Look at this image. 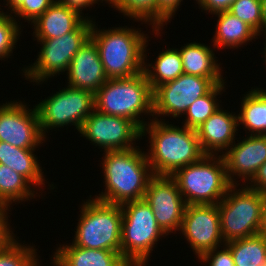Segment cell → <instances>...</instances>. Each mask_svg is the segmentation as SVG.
<instances>
[{
	"mask_svg": "<svg viewBox=\"0 0 266 266\" xmlns=\"http://www.w3.org/2000/svg\"><path fill=\"white\" fill-rule=\"evenodd\" d=\"M7 211L10 210L8 208H0V252L4 251L16 240L12 235L13 232L9 229Z\"/></svg>",
	"mask_w": 266,
	"mask_h": 266,
	"instance_id": "obj_36",
	"label": "cell"
},
{
	"mask_svg": "<svg viewBox=\"0 0 266 266\" xmlns=\"http://www.w3.org/2000/svg\"><path fill=\"white\" fill-rule=\"evenodd\" d=\"M215 84L197 75L182 74L153 90V117L184 115L196 99L206 95ZM165 114V115H164Z\"/></svg>",
	"mask_w": 266,
	"mask_h": 266,
	"instance_id": "obj_11",
	"label": "cell"
},
{
	"mask_svg": "<svg viewBox=\"0 0 266 266\" xmlns=\"http://www.w3.org/2000/svg\"><path fill=\"white\" fill-rule=\"evenodd\" d=\"M238 126L237 115L218 109L196 129L203 152L214 155L226 151L235 141Z\"/></svg>",
	"mask_w": 266,
	"mask_h": 266,
	"instance_id": "obj_18",
	"label": "cell"
},
{
	"mask_svg": "<svg viewBox=\"0 0 266 266\" xmlns=\"http://www.w3.org/2000/svg\"><path fill=\"white\" fill-rule=\"evenodd\" d=\"M218 17L216 33L213 40L214 49L238 48L242 44L252 41L259 36L249 25L241 21L229 11L214 13Z\"/></svg>",
	"mask_w": 266,
	"mask_h": 266,
	"instance_id": "obj_23",
	"label": "cell"
},
{
	"mask_svg": "<svg viewBox=\"0 0 266 266\" xmlns=\"http://www.w3.org/2000/svg\"><path fill=\"white\" fill-rule=\"evenodd\" d=\"M229 150V151H228ZM226 165V173L231 185L238 175L244 182L252 180L260 166L266 162V135H249L241 142L232 144L227 152H222Z\"/></svg>",
	"mask_w": 266,
	"mask_h": 266,
	"instance_id": "obj_16",
	"label": "cell"
},
{
	"mask_svg": "<svg viewBox=\"0 0 266 266\" xmlns=\"http://www.w3.org/2000/svg\"><path fill=\"white\" fill-rule=\"evenodd\" d=\"M224 83L216 84L206 95L198 98L187 109L183 126L196 130L199 128L219 107L217 95L225 90Z\"/></svg>",
	"mask_w": 266,
	"mask_h": 266,
	"instance_id": "obj_28",
	"label": "cell"
},
{
	"mask_svg": "<svg viewBox=\"0 0 266 266\" xmlns=\"http://www.w3.org/2000/svg\"><path fill=\"white\" fill-rule=\"evenodd\" d=\"M172 125L156 116L141 129V136L147 133L150 136L151 147L146 157L155 175H172L205 155L196 130Z\"/></svg>",
	"mask_w": 266,
	"mask_h": 266,
	"instance_id": "obj_1",
	"label": "cell"
},
{
	"mask_svg": "<svg viewBox=\"0 0 266 266\" xmlns=\"http://www.w3.org/2000/svg\"><path fill=\"white\" fill-rule=\"evenodd\" d=\"M75 238L77 247L103 249L121 254V205L89 199L81 208Z\"/></svg>",
	"mask_w": 266,
	"mask_h": 266,
	"instance_id": "obj_6",
	"label": "cell"
},
{
	"mask_svg": "<svg viewBox=\"0 0 266 266\" xmlns=\"http://www.w3.org/2000/svg\"><path fill=\"white\" fill-rule=\"evenodd\" d=\"M93 23L90 38L98 48L108 79L128 78L144 71L148 34L127 26L98 30Z\"/></svg>",
	"mask_w": 266,
	"mask_h": 266,
	"instance_id": "obj_3",
	"label": "cell"
},
{
	"mask_svg": "<svg viewBox=\"0 0 266 266\" xmlns=\"http://www.w3.org/2000/svg\"><path fill=\"white\" fill-rule=\"evenodd\" d=\"M180 231L197 257L224 245L217 204L186 205Z\"/></svg>",
	"mask_w": 266,
	"mask_h": 266,
	"instance_id": "obj_15",
	"label": "cell"
},
{
	"mask_svg": "<svg viewBox=\"0 0 266 266\" xmlns=\"http://www.w3.org/2000/svg\"><path fill=\"white\" fill-rule=\"evenodd\" d=\"M225 244L231 250L235 266H266V236L257 234Z\"/></svg>",
	"mask_w": 266,
	"mask_h": 266,
	"instance_id": "obj_27",
	"label": "cell"
},
{
	"mask_svg": "<svg viewBox=\"0 0 266 266\" xmlns=\"http://www.w3.org/2000/svg\"><path fill=\"white\" fill-rule=\"evenodd\" d=\"M35 149H22L0 141V164L24 176L34 187L45 185L42 169L33 154Z\"/></svg>",
	"mask_w": 266,
	"mask_h": 266,
	"instance_id": "obj_22",
	"label": "cell"
},
{
	"mask_svg": "<svg viewBox=\"0 0 266 266\" xmlns=\"http://www.w3.org/2000/svg\"><path fill=\"white\" fill-rule=\"evenodd\" d=\"M249 184H251L248 186L249 188L258 190L262 194H266V162L259 167L257 173Z\"/></svg>",
	"mask_w": 266,
	"mask_h": 266,
	"instance_id": "obj_38",
	"label": "cell"
},
{
	"mask_svg": "<svg viewBox=\"0 0 266 266\" xmlns=\"http://www.w3.org/2000/svg\"><path fill=\"white\" fill-rule=\"evenodd\" d=\"M123 15L142 22H150L158 36V0H108Z\"/></svg>",
	"mask_w": 266,
	"mask_h": 266,
	"instance_id": "obj_29",
	"label": "cell"
},
{
	"mask_svg": "<svg viewBox=\"0 0 266 266\" xmlns=\"http://www.w3.org/2000/svg\"><path fill=\"white\" fill-rule=\"evenodd\" d=\"M32 184L13 169L0 164V208H8L14 202L34 198ZM13 201V202H12Z\"/></svg>",
	"mask_w": 266,
	"mask_h": 266,
	"instance_id": "obj_26",
	"label": "cell"
},
{
	"mask_svg": "<svg viewBox=\"0 0 266 266\" xmlns=\"http://www.w3.org/2000/svg\"><path fill=\"white\" fill-rule=\"evenodd\" d=\"M7 15L3 12L0 15V60H4L3 58H9L11 56L14 45L19 39V35L22 31L17 24L15 18ZM18 38V39H17Z\"/></svg>",
	"mask_w": 266,
	"mask_h": 266,
	"instance_id": "obj_32",
	"label": "cell"
},
{
	"mask_svg": "<svg viewBox=\"0 0 266 266\" xmlns=\"http://www.w3.org/2000/svg\"><path fill=\"white\" fill-rule=\"evenodd\" d=\"M155 60L154 65L144 63V73L152 90L184 74L179 49L164 50Z\"/></svg>",
	"mask_w": 266,
	"mask_h": 266,
	"instance_id": "obj_25",
	"label": "cell"
},
{
	"mask_svg": "<svg viewBox=\"0 0 266 266\" xmlns=\"http://www.w3.org/2000/svg\"><path fill=\"white\" fill-rule=\"evenodd\" d=\"M24 0H6L9 9L13 12Z\"/></svg>",
	"mask_w": 266,
	"mask_h": 266,
	"instance_id": "obj_41",
	"label": "cell"
},
{
	"mask_svg": "<svg viewBox=\"0 0 266 266\" xmlns=\"http://www.w3.org/2000/svg\"><path fill=\"white\" fill-rule=\"evenodd\" d=\"M52 257L54 266H130L119 252L59 245Z\"/></svg>",
	"mask_w": 266,
	"mask_h": 266,
	"instance_id": "obj_20",
	"label": "cell"
},
{
	"mask_svg": "<svg viewBox=\"0 0 266 266\" xmlns=\"http://www.w3.org/2000/svg\"><path fill=\"white\" fill-rule=\"evenodd\" d=\"M237 186L231 185L217 204L224 244L259 234L264 194L248 185L237 191Z\"/></svg>",
	"mask_w": 266,
	"mask_h": 266,
	"instance_id": "obj_8",
	"label": "cell"
},
{
	"mask_svg": "<svg viewBox=\"0 0 266 266\" xmlns=\"http://www.w3.org/2000/svg\"><path fill=\"white\" fill-rule=\"evenodd\" d=\"M36 250L32 246L20 245L15 240L0 252V266H38Z\"/></svg>",
	"mask_w": 266,
	"mask_h": 266,
	"instance_id": "obj_31",
	"label": "cell"
},
{
	"mask_svg": "<svg viewBox=\"0 0 266 266\" xmlns=\"http://www.w3.org/2000/svg\"><path fill=\"white\" fill-rule=\"evenodd\" d=\"M56 0H24L14 11V16L18 15L24 20L33 23L42 15Z\"/></svg>",
	"mask_w": 266,
	"mask_h": 266,
	"instance_id": "obj_33",
	"label": "cell"
},
{
	"mask_svg": "<svg viewBox=\"0 0 266 266\" xmlns=\"http://www.w3.org/2000/svg\"><path fill=\"white\" fill-rule=\"evenodd\" d=\"M160 228L168 235L181 229L186 203L171 175H153L144 198Z\"/></svg>",
	"mask_w": 266,
	"mask_h": 266,
	"instance_id": "obj_13",
	"label": "cell"
},
{
	"mask_svg": "<svg viewBox=\"0 0 266 266\" xmlns=\"http://www.w3.org/2000/svg\"><path fill=\"white\" fill-rule=\"evenodd\" d=\"M137 147L104 153L102 170L107 190L95 199L122 205L144 198L148 183L154 174L146 153Z\"/></svg>",
	"mask_w": 266,
	"mask_h": 266,
	"instance_id": "obj_2",
	"label": "cell"
},
{
	"mask_svg": "<svg viewBox=\"0 0 266 266\" xmlns=\"http://www.w3.org/2000/svg\"><path fill=\"white\" fill-rule=\"evenodd\" d=\"M95 110L133 121L140 129L142 113L153 116V90L143 72L128 78L108 79L95 93Z\"/></svg>",
	"mask_w": 266,
	"mask_h": 266,
	"instance_id": "obj_4",
	"label": "cell"
},
{
	"mask_svg": "<svg viewBox=\"0 0 266 266\" xmlns=\"http://www.w3.org/2000/svg\"><path fill=\"white\" fill-rule=\"evenodd\" d=\"M259 234L266 236V194H264V202L262 205L261 222L259 227Z\"/></svg>",
	"mask_w": 266,
	"mask_h": 266,
	"instance_id": "obj_40",
	"label": "cell"
},
{
	"mask_svg": "<svg viewBox=\"0 0 266 266\" xmlns=\"http://www.w3.org/2000/svg\"><path fill=\"white\" fill-rule=\"evenodd\" d=\"M56 1L82 14L81 11L83 10V8L85 9V7L87 8L90 5L96 4L98 1L101 0H56ZM102 1L108 2V0H102Z\"/></svg>",
	"mask_w": 266,
	"mask_h": 266,
	"instance_id": "obj_39",
	"label": "cell"
},
{
	"mask_svg": "<svg viewBox=\"0 0 266 266\" xmlns=\"http://www.w3.org/2000/svg\"><path fill=\"white\" fill-rule=\"evenodd\" d=\"M85 19L78 11L55 1L33 22V33L37 39L58 38L74 31Z\"/></svg>",
	"mask_w": 266,
	"mask_h": 266,
	"instance_id": "obj_19",
	"label": "cell"
},
{
	"mask_svg": "<svg viewBox=\"0 0 266 266\" xmlns=\"http://www.w3.org/2000/svg\"><path fill=\"white\" fill-rule=\"evenodd\" d=\"M68 86L96 93L108 80L94 41L89 38L71 60Z\"/></svg>",
	"mask_w": 266,
	"mask_h": 266,
	"instance_id": "obj_17",
	"label": "cell"
},
{
	"mask_svg": "<svg viewBox=\"0 0 266 266\" xmlns=\"http://www.w3.org/2000/svg\"><path fill=\"white\" fill-rule=\"evenodd\" d=\"M217 155L205 154L171 175L187 205L218 204L226 195L231 184L224 158Z\"/></svg>",
	"mask_w": 266,
	"mask_h": 266,
	"instance_id": "obj_5",
	"label": "cell"
},
{
	"mask_svg": "<svg viewBox=\"0 0 266 266\" xmlns=\"http://www.w3.org/2000/svg\"><path fill=\"white\" fill-rule=\"evenodd\" d=\"M228 11L241 21H244L258 35H260L261 31L265 32L261 0H236Z\"/></svg>",
	"mask_w": 266,
	"mask_h": 266,
	"instance_id": "obj_30",
	"label": "cell"
},
{
	"mask_svg": "<svg viewBox=\"0 0 266 266\" xmlns=\"http://www.w3.org/2000/svg\"><path fill=\"white\" fill-rule=\"evenodd\" d=\"M244 96L238 125H244L250 135H266V93L263 88H254Z\"/></svg>",
	"mask_w": 266,
	"mask_h": 266,
	"instance_id": "obj_24",
	"label": "cell"
},
{
	"mask_svg": "<svg viewBox=\"0 0 266 266\" xmlns=\"http://www.w3.org/2000/svg\"><path fill=\"white\" fill-rule=\"evenodd\" d=\"M182 0H158V31L163 27L164 23L170 22V18L177 11ZM174 13V14H173Z\"/></svg>",
	"mask_w": 266,
	"mask_h": 266,
	"instance_id": "obj_35",
	"label": "cell"
},
{
	"mask_svg": "<svg viewBox=\"0 0 266 266\" xmlns=\"http://www.w3.org/2000/svg\"><path fill=\"white\" fill-rule=\"evenodd\" d=\"M197 3L202 7L201 9L210 14H214L221 11H228L230 6L236 0H196Z\"/></svg>",
	"mask_w": 266,
	"mask_h": 266,
	"instance_id": "obj_37",
	"label": "cell"
},
{
	"mask_svg": "<svg viewBox=\"0 0 266 266\" xmlns=\"http://www.w3.org/2000/svg\"><path fill=\"white\" fill-rule=\"evenodd\" d=\"M223 250H217L218 247L208 250L198 257L202 262H209V266H235L230 248L224 244Z\"/></svg>",
	"mask_w": 266,
	"mask_h": 266,
	"instance_id": "obj_34",
	"label": "cell"
},
{
	"mask_svg": "<svg viewBox=\"0 0 266 266\" xmlns=\"http://www.w3.org/2000/svg\"><path fill=\"white\" fill-rule=\"evenodd\" d=\"M265 35H266V31H265L264 36ZM265 39H266V36H265ZM265 42H266V40H265ZM264 53H265L264 57H265V63H266V43H265V47H264Z\"/></svg>",
	"mask_w": 266,
	"mask_h": 266,
	"instance_id": "obj_43",
	"label": "cell"
},
{
	"mask_svg": "<svg viewBox=\"0 0 266 266\" xmlns=\"http://www.w3.org/2000/svg\"><path fill=\"white\" fill-rule=\"evenodd\" d=\"M79 133L104 152L132 149V142L142 138L141 129L133 121L97 110L85 119Z\"/></svg>",
	"mask_w": 266,
	"mask_h": 266,
	"instance_id": "obj_12",
	"label": "cell"
},
{
	"mask_svg": "<svg viewBox=\"0 0 266 266\" xmlns=\"http://www.w3.org/2000/svg\"><path fill=\"white\" fill-rule=\"evenodd\" d=\"M121 256L130 266H146L156 242L166 234L144 199L121 205Z\"/></svg>",
	"mask_w": 266,
	"mask_h": 266,
	"instance_id": "obj_7",
	"label": "cell"
},
{
	"mask_svg": "<svg viewBox=\"0 0 266 266\" xmlns=\"http://www.w3.org/2000/svg\"><path fill=\"white\" fill-rule=\"evenodd\" d=\"M93 21L85 19L74 31L58 38L37 39L41 49L34 64L23 71L25 79L40 83L68 71L71 60L90 38Z\"/></svg>",
	"mask_w": 266,
	"mask_h": 266,
	"instance_id": "obj_9",
	"label": "cell"
},
{
	"mask_svg": "<svg viewBox=\"0 0 266 266\" xmlns=\"http://www.w3.org/2000/svg\"><path fill=\"white\" fill-rule=\"evenodd\" d=\"M34 107L37 109L41 133L45 139L47 129L64 125H74L79 132L85 119L95 110V94L67 86Z\"/></svg>",
	"mask_w": 266,
	"mask_h": 266,
	"instance_id": "obj_10",
	"label": "cell"
},
{
	"mask_svg": "<svg viewBox=\"0 0 266 266\" xmlns=\"http://www.w3.org/2000/svg\"><path fill=\"white\" fill-rule=\"evenodd\" d=\"M21 101L0 106V141L22 149H36L45 141L36 107L28 109Z\"/></svg>",
	"mask_w": 266,
	"mask_h": 266,
	"instance_id": "obj_14",
	"label": "cell"
},
{
	"mask_svg": "<svg viewBox=\"0 0 266 266\" xmlns=\"http://www.w3.org/2000/svg\"><path fill=\"white\" fill-rule=\"evenodd\" d=\"M179 52L184 74L209 78L215 85L225 81L219 67L220 64L217 63L218 60L215 59L210 46L191 42L182 46Z\"/></svg>",
	"mask_w": 266,
	"mask_h": 266,
	"instance_id": "obj_21",
	"label": "cell"
},
{
	"mask_svg": "<svg viewBox=\"0 0 266 266\" xmlns=\"http://www.w3.org/2000/svg\"><path fill=\"white\" fill-rule=\"evenodd\" d=\"M261 7H262V17L266 31V0H261Z\"/></svg>",
	"mask_w": 266,
	"mask_h": 266,
	"instance_id": "obj_42",
	"label": "cell"
}]
</instances>
